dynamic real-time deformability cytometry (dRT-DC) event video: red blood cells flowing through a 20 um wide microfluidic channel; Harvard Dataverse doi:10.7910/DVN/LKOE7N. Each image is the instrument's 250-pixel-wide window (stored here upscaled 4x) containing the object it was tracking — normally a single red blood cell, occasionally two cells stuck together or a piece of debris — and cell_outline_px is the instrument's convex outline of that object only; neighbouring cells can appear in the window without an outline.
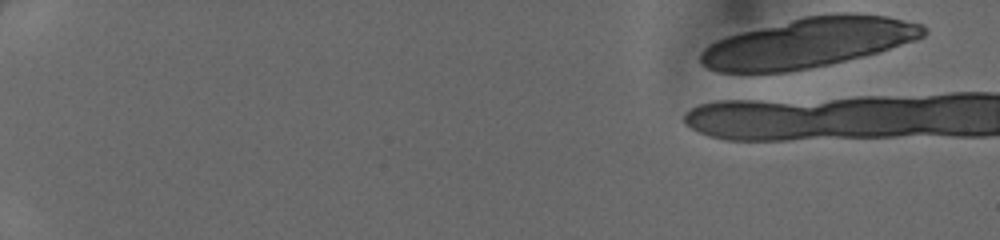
{"species": "human", "species_latin": "Homo sapiens", "temperature_condition": "cold", "stored_images_in_passage": 6, "camera_frame_rate_fps": 3000, "um_per_image_px": 0.085, "donor": {"sex": "female"}, "frame": {"image": 1, "passage_image": 1, "time_ms": 0.0, "image_size_px": [1000, 240], "cell_outline_px": [[928, 32], [924, 36], [916, 40], [876, 52], [832, 64], [788, 72], [720, 72], [708, 68], [700, 64], [700, 52], [708, 44], [724, 36], [804, 16], [840, 12], [856, 12], [888, 16], [920, 24]], "centroid_in_image_um": [68.7, 3.62], "position_along_channel_um": 16.3, "area_um2": 64.85}}